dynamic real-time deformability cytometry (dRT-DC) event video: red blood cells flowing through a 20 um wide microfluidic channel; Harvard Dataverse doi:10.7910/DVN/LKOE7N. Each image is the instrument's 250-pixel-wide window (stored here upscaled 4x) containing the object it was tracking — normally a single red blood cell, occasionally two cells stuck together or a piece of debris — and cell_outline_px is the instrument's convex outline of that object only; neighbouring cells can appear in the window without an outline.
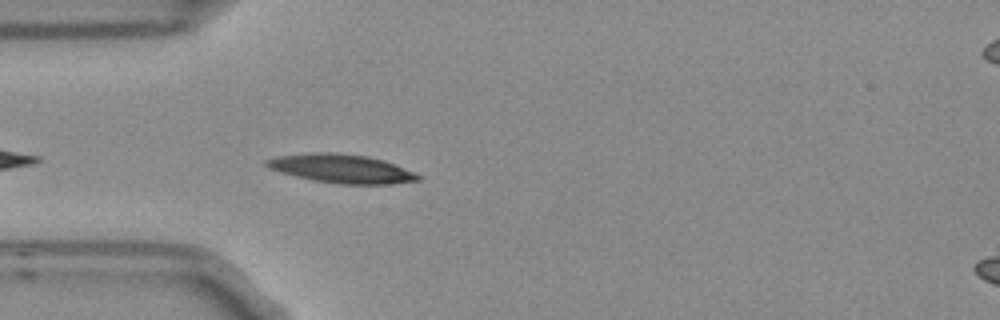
{"species": "Egyptian fruit bat (a non-hibernating species)", "species_latin": "Rousettus aegyptiacus", "temperature_condition": "room temperature", "stored_images_in_passage": 5, "camera_frame_rate_fps": 3000, "um_per_image_px": 0.085, "frame": {"image": 1, "passage_image": 5, "time_ms": 1.333, "image_size_px": [1000, 320], "cell_outline_px": [[420, 180], [392, 184], [340, 184], [312, 180], [280, 172], [268, 168], [264, 164], [264, 160], [276, 156], [308, 152], [332, 152], [368, 156], [392, 164], [412, 172], [420, 176]], "centroid_in_image_um": [28.93, 14.33], "position_along_channel_um": 56.1, "area_um2": 25.2}}